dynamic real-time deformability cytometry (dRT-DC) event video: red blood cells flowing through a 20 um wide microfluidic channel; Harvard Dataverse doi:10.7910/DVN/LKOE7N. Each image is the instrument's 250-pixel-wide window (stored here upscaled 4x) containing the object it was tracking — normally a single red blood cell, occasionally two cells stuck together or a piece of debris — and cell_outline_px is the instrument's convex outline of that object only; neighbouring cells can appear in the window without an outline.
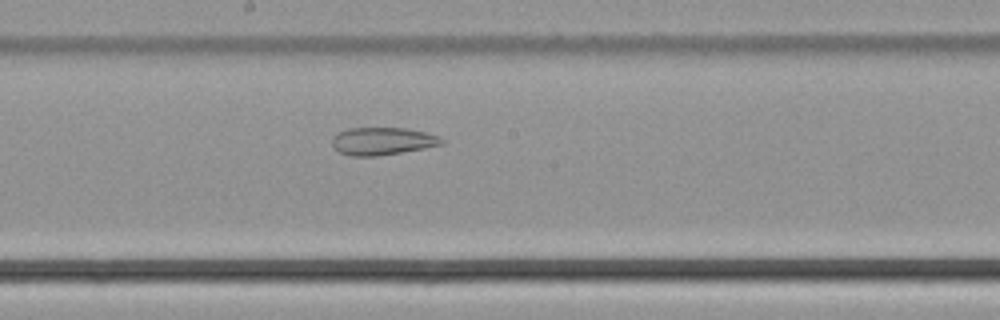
{"species": "common noctule bat (a hibernating species)", "species_latin": "Nyctalus noctula", "temperature_condition": "cold", "stored_images_in_passage": 38, "camera_frame_rate_fps": 3000, "um_per_image_px": 0.085, "animal": {"sex": "male", "body_mass_g": 21.5, "forearm_length_mm": 52.0}, "frame": {"image": 1, "passage_image": 15, "time_ms": 4.667, "image_size_px": [1000, 320], "cell_outline_px": [[444, 144], [424, 148], [376, 156], [352, 156], [340, 152], [332, 144], [332, 136], [336, 132], [348, 128], [404, 128], [424, 132], [440, 136], [444, 140]], "centroid_in_image_um": [32.49, 11.99], "position_along_channel_um": 215.7, "area_um2": 17.57}}
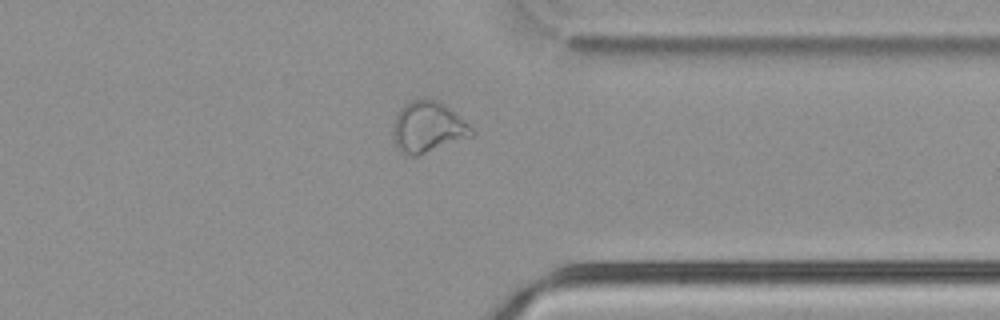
{"frame": {"image": 2, "passage_image": 27, "time_ms": 8.667, "image_size_px": [1000, 320], "cell_outline_px": [[476, 132], [472, 136], [416, 156], [412, 156], [400, 152], [396, 148], [392, 132], [392, 124], [400, 108], [404, 104], [412, 100], [440, 100], [464, 120]], "centroid_in_image_um": [36.34, 10.81], "position_along_channel_um": 375.1, "area_um2": 23.29}}
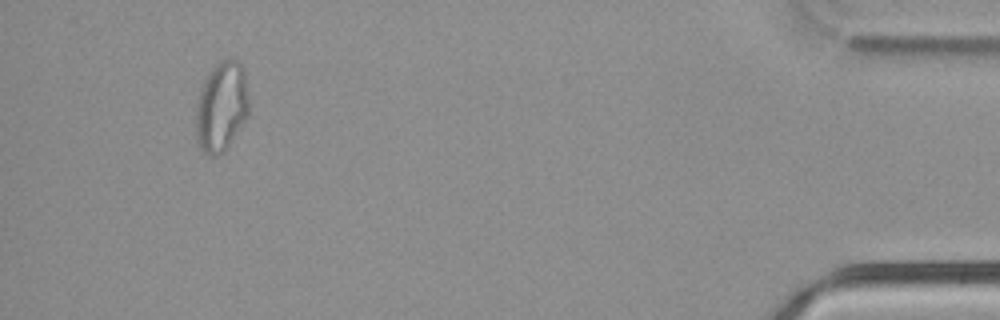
{"frame": {"image": 3, "passage_image": 35, "time_ms": 11.333, "image_size_px": [1000, 320], "cell_outline_px": [[248, 116], [224, 152], [216, 156], [212, 156], [204, 152], [200, 148], [196, 140], [196, 108], [200, 88], [208, 72], [220, 60], [228, 56], [232, 56], [244, 68], [248, 96]], "centroid_in_image_um": [18.82, 9.03], "position_along_channel_um": 416.4, "area_um2": 28.15}}